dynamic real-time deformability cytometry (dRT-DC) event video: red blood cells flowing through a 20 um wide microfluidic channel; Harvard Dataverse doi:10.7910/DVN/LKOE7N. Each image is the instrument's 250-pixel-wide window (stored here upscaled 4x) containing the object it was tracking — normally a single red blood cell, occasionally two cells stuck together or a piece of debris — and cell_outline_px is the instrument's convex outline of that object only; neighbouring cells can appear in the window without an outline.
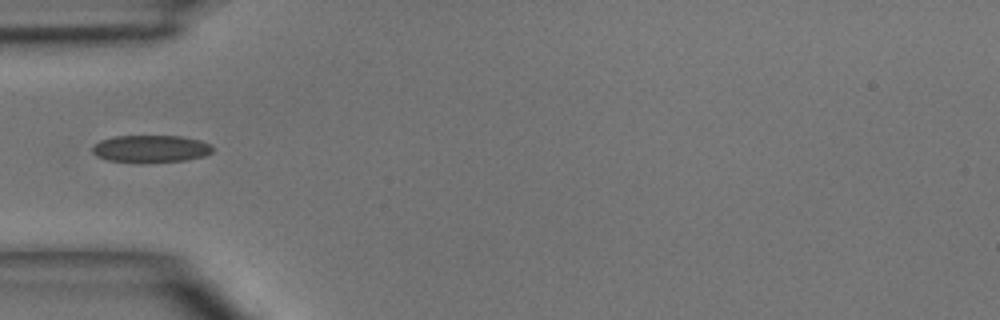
{"species": "common noctule bat (a hibernating species)", "species_latin": "Nyctalus noctula", "temperature_condition": "room temperature", "stored_images_in_passage": 5, "camera_frame_rate_fps": 3000, "um_per_image_px": 0.085, "animal": {"sex": "male", "body_mass_g": 15.6}, "frame": {"image": 1, "passage_image": 5, "time_ms": 4.333, "image_size_px": [1000, 320], "cell_outline_px": [[212, 152], [204, 156], [184, 160], [140, 164], [108, 160], [96, 156], [92, 152], [92, 144], [100, 140], [116, 136], [180, 136], [200, 140], [208, 144], [212, 148]], "centroid_in_image_um": [12.75, 12.66], "position_along_channel_um": 72.3, "area_um2": 19.42}}